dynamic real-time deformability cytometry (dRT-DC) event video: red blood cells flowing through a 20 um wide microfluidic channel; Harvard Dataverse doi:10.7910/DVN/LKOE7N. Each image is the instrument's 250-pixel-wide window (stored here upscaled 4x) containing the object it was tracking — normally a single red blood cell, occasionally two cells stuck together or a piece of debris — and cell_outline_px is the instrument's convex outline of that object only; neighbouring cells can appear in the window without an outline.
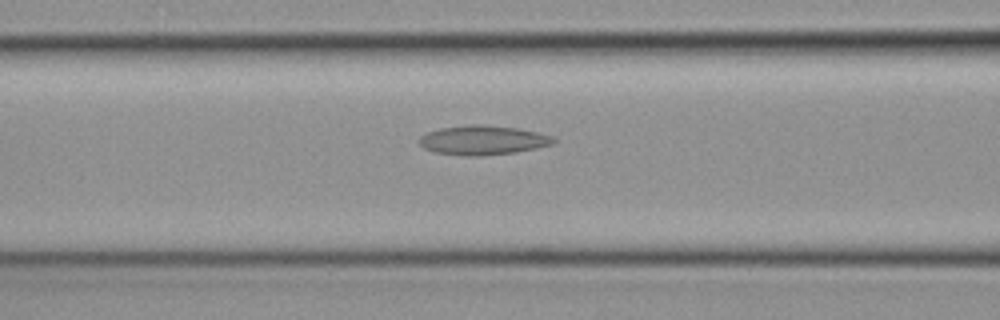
{"species": "common noctule bat (a hibernating species)", "species_latin": "Nyctalus noctula", "temperature_condition": "cold", "stored_images_in_passage": 41, "camera_frame_rate_fps": 3000, "um_per_image_px": 0.085, "animal": {"sex": "female", "body_mass_g": 19.3, "forearm_length_mm": 54.1}, "frame": {"image": 1, "passage_image": 12, "time_ms": 3.667, "image_size_px": [1000, 320], "cell_outline_px": [[556, 140], [552, 144], [512, 152], [480, 156], [468, 156], [436, 152], [424, 148], [420, 144], [420, 136], [428, 132], [440, 128], [472, 124], [480, 124], [516, 128], [536, 132], [552, 136]], "centroid_in_image_um": [41.01, 11.9], "position_along_channel_um": 125.6, "area_um2": 22.48}}
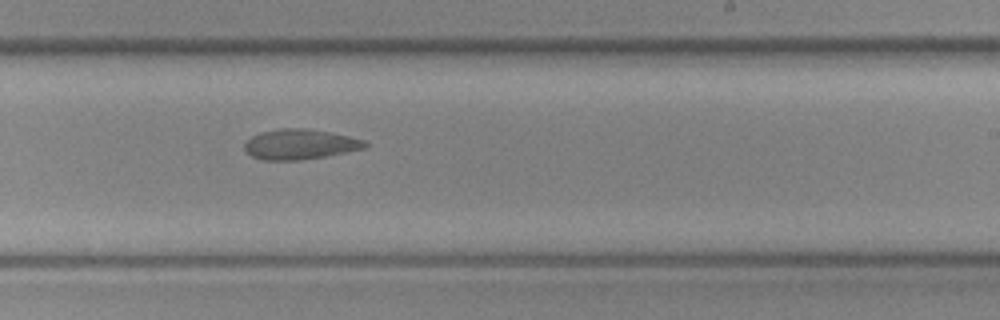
{"frame": {"image": 2, "passage_image": 22, "time_ms": 7.0, "image_size_px": [1000, 320], "cell_outline_px": [[368, 144], [364, 148], [324, 156], [296, 160], [264, 160], [252, 156], [244, 148], [244, 144], [252, 136], [260, 132], [280, 128], [308, 128], [332, 132], [364, 140]], "centroid_in_image_um": [25.48, 12.25], "position_along_channel_um": 263.5, "area_um2": 20.98}}
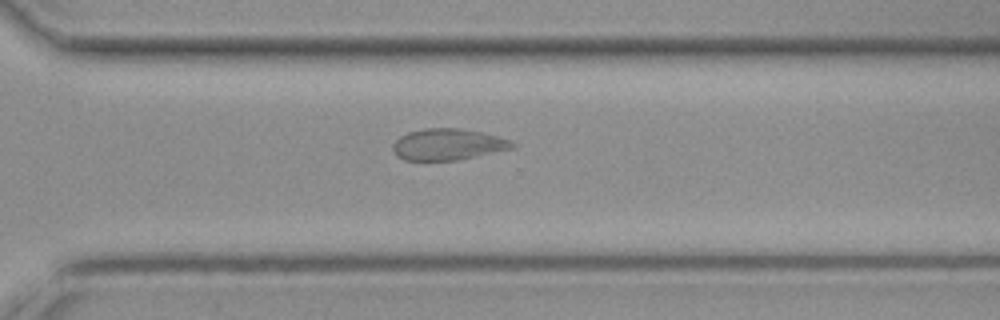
{"frame": {"image": 3, "passage_image": 27, "time_ms": 8.667, "image_size_px": [1000, 320], "cell_outline_px": [[516, 148], [456, 160], [404, 160], [396, 156], [392, 148], [392, 144], [400, 136], [408, 132], [424, 128], [460, 128], [480, 132], [512, 140], [516, 144]], "centroid_in_image_um": [38.07, 12.27], "position_along_channel_um": 332.5, "area_um2": 21.91}}